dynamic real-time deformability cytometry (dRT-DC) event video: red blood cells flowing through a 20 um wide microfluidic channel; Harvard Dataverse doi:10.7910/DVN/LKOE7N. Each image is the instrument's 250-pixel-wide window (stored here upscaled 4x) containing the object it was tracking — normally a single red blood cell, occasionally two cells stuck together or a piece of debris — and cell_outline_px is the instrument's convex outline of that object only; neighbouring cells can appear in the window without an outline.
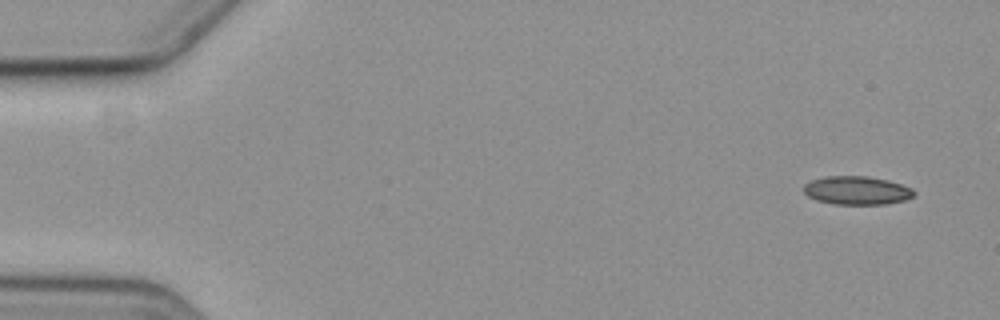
{"species": "common noctule bat (a hibernating species)", "species_latin": "Nyctalus noctula", "temperature_condition": "cold", "stored_images_in_passage": 2, "segment_of_instrument_passage": [2, 2], "camera_frame_rate_fps": 3000, "um_per_image_px": 0.085, "animal": {"sex": "female", "body_mass_g": 19.3, "forearm_length_mm": 54.1}, "frame": {"image": 1, "passage_image": 2, "time_ms": 2.333, "image_size_px": [1000, 320], "cell_outline_px": [[916, 192], [912, 196], [904, 200], [884, 204], [836, 204], [820, 200], [808, 196], [804, 192], [804, 184], [812, 180], [828, 176], [868, 176], [888, 180], [912, 188]], "centroid_in_image_um": [72.85, 16.18], "position_along_channel_um": 12.2, "area_um2": 18.03}}